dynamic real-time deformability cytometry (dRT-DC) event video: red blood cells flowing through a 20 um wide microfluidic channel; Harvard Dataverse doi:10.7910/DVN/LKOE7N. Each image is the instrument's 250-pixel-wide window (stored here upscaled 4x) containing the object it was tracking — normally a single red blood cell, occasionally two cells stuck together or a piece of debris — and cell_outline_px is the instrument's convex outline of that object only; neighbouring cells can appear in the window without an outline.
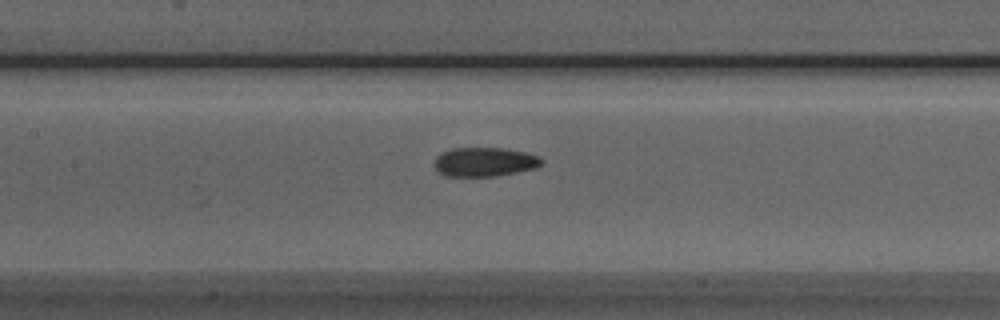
{"species": "Egyptian fruit bat (a non-hibernating species)", "species_latin": "Rousettus aegyptiacus", "temperature_condition": "room temperature", "stored_images_in_passage": 28, "camera_frame_rate_fps": 3000, "um_per_image_px": 0.085, "animal": {"sex": "male"}, "frame": {"image": 1, "passage_image": 10, "time_ms": 3.0, "image_size_px": [1000, 320], "cell_outline_px": [[544, 160], [536, 168], [496, 176], [444, 176], [432, 164], [436, 156], [440, 152], [452, 148], [504, 148], [524, 152], [540, 156]], "centroid_in_image_um": [41.16, 13.76], "position_along_channel_um": 166.2, "area_um2": 18.32}}
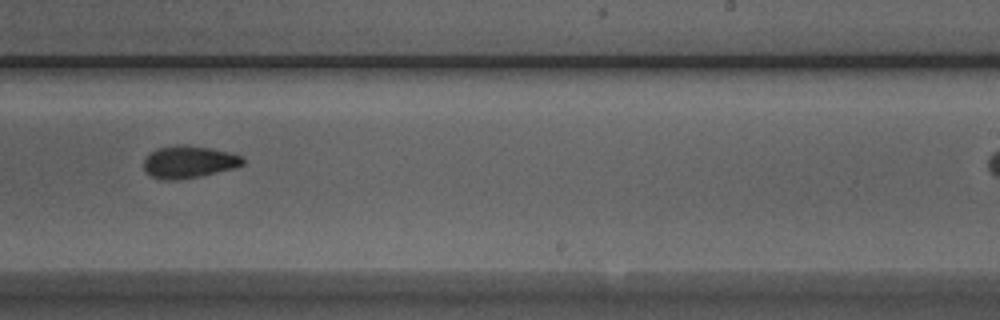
{"frame": {"image": 2, "passage_image": 18, "time_ms": 5.667, "image_size_px": [1000, 320], "cell_outline_px": [[244, 164], [236, 168], [200, 176], [176, 180], [164, 180], [152, 176], [144, 168], [144, 160], [156, 148], [176, 144], [180, 144], [212, 148], [232, 152], [244, 156]], "centroid_in_image_um": [16.11, 13.75], "position_along_channel_um": 272.9, "area_um2": 18.79}}
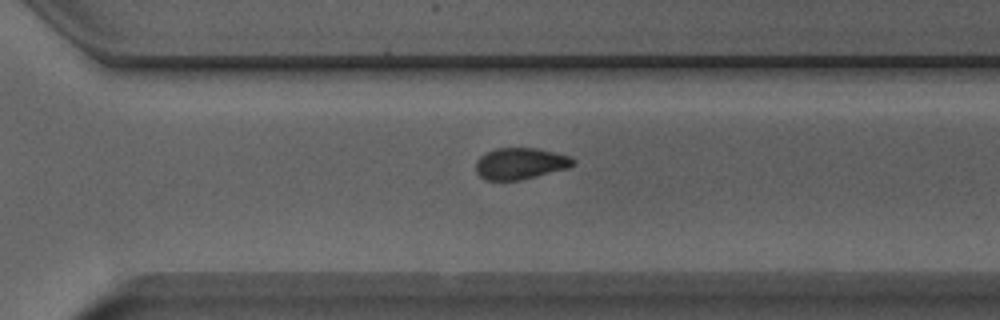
{"frame": {"image": 3, "passage_image": 22, "time_ms": 7.0, "image_size_px": [1000, 320], "cell_outline_px": [[576, 160], [568, 168], [520, 180], [484, 180], [476, 172], [476, 160], [484, 152], [496, 148], [536, 148], [572, 156]], "centroid_in_image_um": [44.2, 13.89], "position_along_channel_um": 326.4, "area_um2": 17.92}}